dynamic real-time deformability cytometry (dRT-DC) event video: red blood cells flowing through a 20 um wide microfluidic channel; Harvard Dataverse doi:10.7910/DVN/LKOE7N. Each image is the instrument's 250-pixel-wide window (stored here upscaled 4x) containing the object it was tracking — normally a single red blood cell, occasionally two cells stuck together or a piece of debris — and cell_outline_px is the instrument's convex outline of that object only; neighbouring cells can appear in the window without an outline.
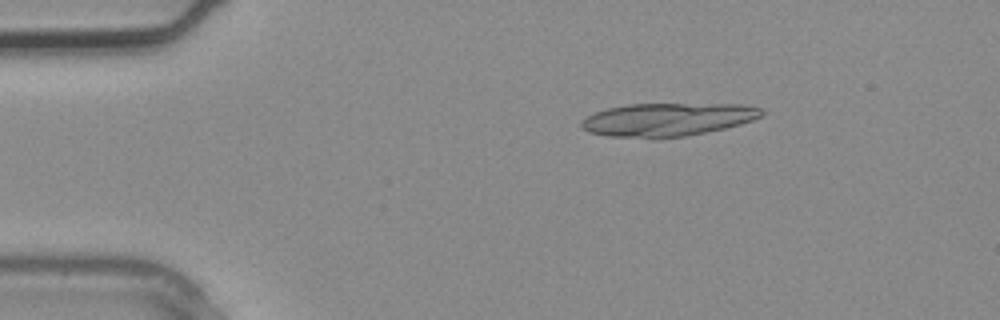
{"species": "common noctule bat (a hibernating species)", "species_latin": "Nyctalus noctula", "temperature_condition": "warm", "stored_images_in_passage": 3, "camera_frame_rate_fps": 3000, "um_per_image_px": 0.085, "animal": {"sex": "male", "body_mass_g": 20.4}, "frame": {"image": 1, "passage_image": 1, "time_ms": 0.0, "image_size_px": [1000, 320], "cell_outline_px": [[764, 112], [760, 116], [752, 120], [740, 124], [724, 128], [688, 136], [608, 136], [588, 132], [580, 128], [580, 120], [596, 112], [608, 108], [628, 104], [744, 104], [764, 108]], "centroid_in_image_um": [56.76, 10.13], "position_along_channel_um": 28.2, "area_um2": 34.33}}